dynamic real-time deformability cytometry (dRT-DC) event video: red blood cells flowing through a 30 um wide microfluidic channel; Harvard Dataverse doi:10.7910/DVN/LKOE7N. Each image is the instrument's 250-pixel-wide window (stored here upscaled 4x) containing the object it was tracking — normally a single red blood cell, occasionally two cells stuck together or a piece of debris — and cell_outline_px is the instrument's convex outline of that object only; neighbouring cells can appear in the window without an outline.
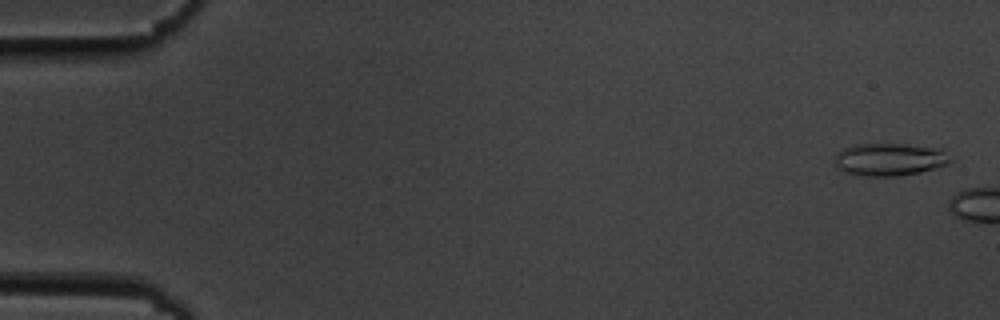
{"species": "common noctule bat (a hibernating species)", "species_latin": "Nyctalus noctula", "temperature_condition": "cold", "stored_images_in_passage": 6, "camera_frame_rate_fps": 3000, "um_per_image_px": 0.085, "animal": {"sex": "male", "body_mass_g": 19.5, "forearm_length_mm": 54.6}, "frame": {"image": 1, "passage_image": 2, "time_ms": 0.333, "image_size_px": [1000, 320], "cell_outline_px": [[952, 160], [948, 164], [936, 168], [920, 172], [896, 176], [860, 176], [844, 172], [836, 168], [836, 152], [840, 148], [852, 144], [908, 144], [940, 148]], "centroid_in_image_um": [75.57, 13.54], "position_along_channel_um": 9.4, "area_um2": 22.25}}